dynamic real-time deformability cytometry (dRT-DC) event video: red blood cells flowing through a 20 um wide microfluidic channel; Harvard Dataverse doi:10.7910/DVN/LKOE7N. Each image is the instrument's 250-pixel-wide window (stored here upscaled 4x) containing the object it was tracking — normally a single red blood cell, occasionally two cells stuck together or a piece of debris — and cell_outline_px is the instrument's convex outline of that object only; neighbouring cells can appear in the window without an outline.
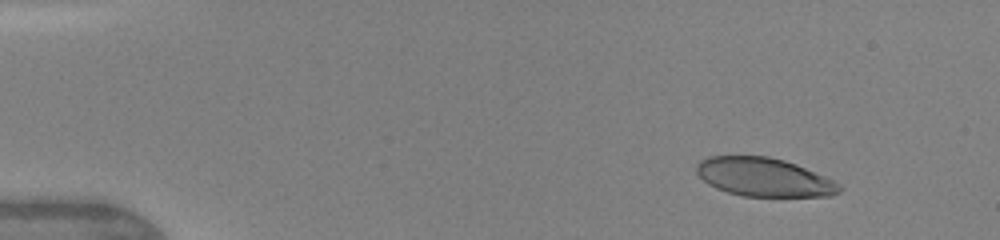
{"species": "human", "species_latin": "Homo sapiens", "temperature_condition": "warm", "stored_images_in_passage": 7, "camera_frame_rate_fps": 3000, "um_per_image_px": 0.085, "donor": {"sex": "female"}, "frame": {"image": 1, "passage_image": 2, "time_ms": 1.0, "image_size_px": [1000, 240], "cell_outline_px": [[844, 188], [840, 192], [832, 196], [744, 196], [728, 192], [716, 188], [708, 184], [696, 172], [696, 164], [700, 160], [708, 156], [768, 156], [784, 160], [796, 164], [824, 176], [840, 184]], "centroid_in_image_um": [64.94, 15.06], "position_along_channel_um": 20.1, "area_um2": 32.08}}
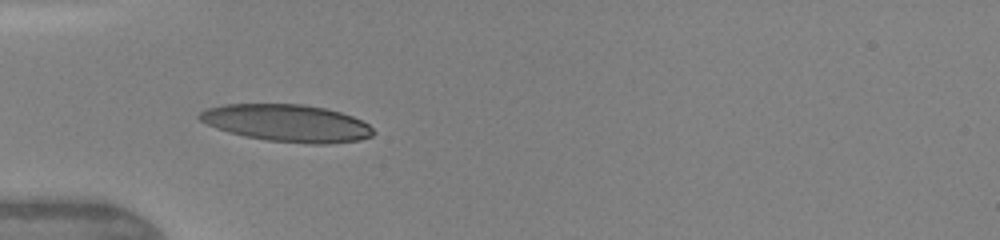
{"frame": {"image": 2, "passage_image": 6, "time_ms": 4.333, "image_size_px": [1000, 240], "cell_outline_px": [[376, 132], [372, 136], [360, 140], [328, 144], [312, 144], [268, 140], [244, 136], [228, 132], [216, 128], [200, 120], [196, 116], [200, 112], [208, 108], [224, 104], [304, 104], [324, 108], [340, 112], [352, 116], [368, 124]], "centroid_in_image_um": [24.4, 10.46], "position_along_channel_um": 60.6, "area_um2": 37.69}}